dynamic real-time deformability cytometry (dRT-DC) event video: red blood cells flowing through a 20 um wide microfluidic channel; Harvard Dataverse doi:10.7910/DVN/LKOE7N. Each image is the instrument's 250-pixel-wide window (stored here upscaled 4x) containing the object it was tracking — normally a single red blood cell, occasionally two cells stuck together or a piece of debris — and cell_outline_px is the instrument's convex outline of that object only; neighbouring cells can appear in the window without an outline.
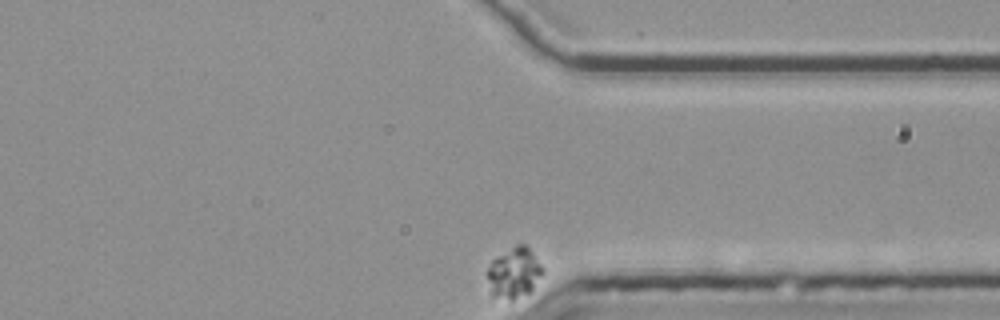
{"species": "common noctule bat (a hibernating species)", "species_latin": "Nyctalus noctula", "temperature_condition": "room temperature", "stored_images_in_passage": 45, "camera_frame_rate_fps": 3000, "um_per_image_px": 0.085, "animal": {"sex": "female", "body_mass_g": 25.1}, "frame": {"image": 1, "passage_image": 45, "time_ms": 14.667, "image_size_px": [1000, 320], "cell_outline_px": [[544, 272], [532, 288], [528, 292], [512, 300], [508, 300], [492, 296], [488, 276], [488, 268], [492, 260], [516, 244], [524, 244], [528, 248], [544, 268]], "centroid_in_image_um": [43.7, 23.19], "position_along_channel_um": 367.7, "area_um2": 15.9}, "authors_computed_cell_mechanics": {"area_um2": 12.4848, "velocity_mm_per_s": 2.2433, "shape_relaxation_time_tau1_ms": 0.7004, "shape_relaxation_time_tau2_ms": null, "deformation_change_tau1": 0.0594, "deformation_change_tau2": null}}